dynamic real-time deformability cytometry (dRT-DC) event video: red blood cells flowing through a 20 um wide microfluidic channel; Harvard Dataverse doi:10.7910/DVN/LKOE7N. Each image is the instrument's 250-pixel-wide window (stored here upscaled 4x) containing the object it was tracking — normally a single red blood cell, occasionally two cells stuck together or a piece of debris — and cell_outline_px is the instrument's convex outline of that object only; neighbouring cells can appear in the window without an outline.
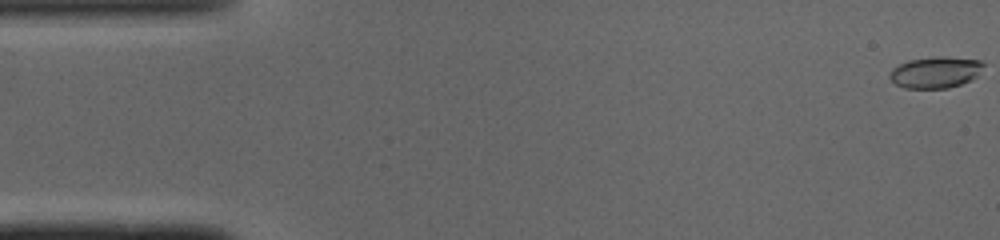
{"species": "common noctule bat (a hibernating species)", "species_latin": "Nyctalus noctula", "temperature_condition": "cold", "stored_images_in_passage": 49, "camera_frame_rate_fps": 3000, "um_per_image_px": 0.085, "animal": {"sex": "male", "body_mass_g": 19.0, "forearm_length_mm": 50.8}, "frame": {"image": 1, "passage_image": 1, "time_ms": 0.0, "image_size_px": [1000, 240], "cell_outline_px": [[984, 64], [976, 76], [960, 84], [948, 88], [904, 88], [896, 84], [888, 76], [892, 68], [908, 60], [940, 56], [980, 60]], "centroid_in_image_um": [79.47, 6.14], "position_along_channel_um": 5.5, "area_um2": 16.88}}
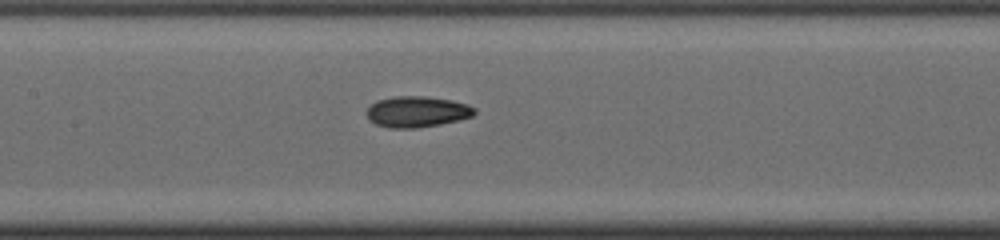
{"frame": {"image": 2, "passage_image": 23, "time_ms": 7.333, "image_size_px": [1000, 240], "cell_outline_px": [[476, 112], [472, 116], [460, 120], [440, 124], [416, 128], [392, 128], [376, 124], [368, 120], [368, 108], [376, 100], [396, 96], [424, 96], [452, 100], [468, 104], [476, 108]], "centroid_in_image_um": [35.47, 9.49], "position_along_channel_um": 171.9, "area_um2": 19.48}}
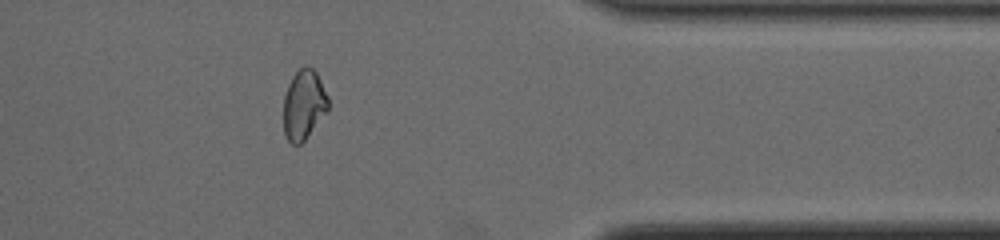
{"frame": {"image": 3, "passage_image": 40, "time_ms": 13.0, "image_size_px": [1000, 240], "cell_outline_px": [[328, 112], [304, 140], [300, 144], [292, 144], [288, 140], [284, 132], [284, 96], [288, 84], [292, 76], [300, 68], [312, 68], [316, 72], [328, 96]], "centroid_in_image_um": [25.83, 8.92], "position_along_channel_um": 385.6, "area_um2": 18.03}, "authors_computed_cell_mechanics": {"area_um2": 18.496, "velocity_mm_per_s": 4.1159, "shape_relaxation_time_tau1_ms": 6.0239, "shape_relaxation_time_tau2_ms": 3.3471, "deformation_change_tau1": 0.166, "deformation_change_tau2": 0.0828}}